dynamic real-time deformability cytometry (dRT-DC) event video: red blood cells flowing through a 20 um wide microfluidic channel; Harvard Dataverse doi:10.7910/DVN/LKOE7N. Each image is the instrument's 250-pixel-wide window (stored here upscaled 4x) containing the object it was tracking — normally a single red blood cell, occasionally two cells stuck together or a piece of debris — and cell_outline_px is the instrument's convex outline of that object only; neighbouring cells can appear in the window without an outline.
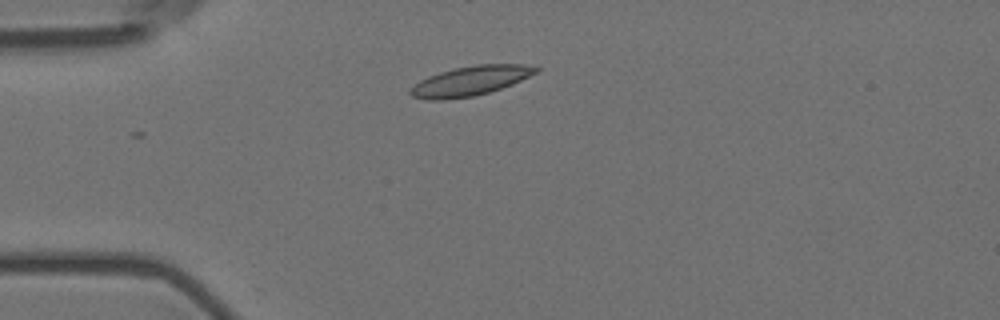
{"species": "Egyptian fruit bat (a non-hibernating species)", "species_latin": "Rousettus aegyptiacus", "temperature_condition": "room temperature", "stored_images_in_passage": 13, "camera_frame_rate_fps": 3000, "um_per_image_px": 0.085, "animal": {"sex": "female"}, "frame": {"image": 1, "passage_image": 2, "time_ms": 0.333, "image_size_px": [1000, 320], "cell_outline_px": [[540, 68], [536, 72], [512, 84], [488, 92], [472, 96], [444, 100], [428, 100], [412, 96], [408, 92], [420, 80], [428, 76], [452, 68], [476, 64], [524, 64]], "centroid_in_image_um": [39.95, 6.87], "position_along_channel_um": 45.1, "area_um2": 21.39}}
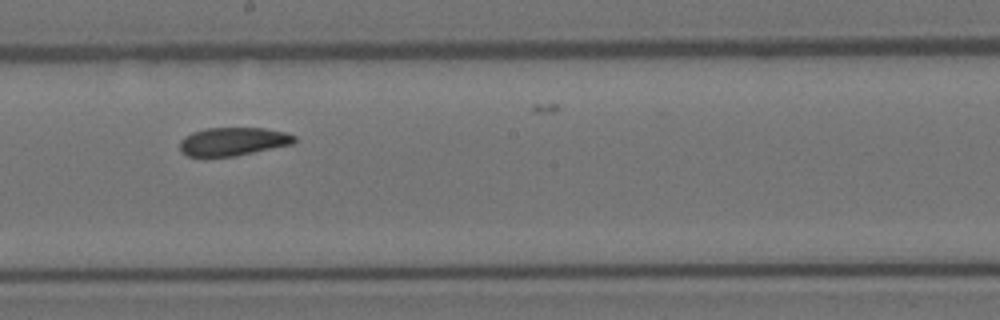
{"frame": {"image": 2, "passage_image": 7, "time_ms": 2.0, "image_size_px": [1000, 320], "cell_outline_px": [[296, 140], [292, 144], [236, 156], [204, 160], [188, 156], [180, 152], [180, 140], [184, 136], [192, 132], [204, 128], [264, 128], [284, 132], [296, 136]], "centroid_in_image_um": [19.71, 12.07], "position_along_channel_um": 228.5, "area_um2": 19.59}}
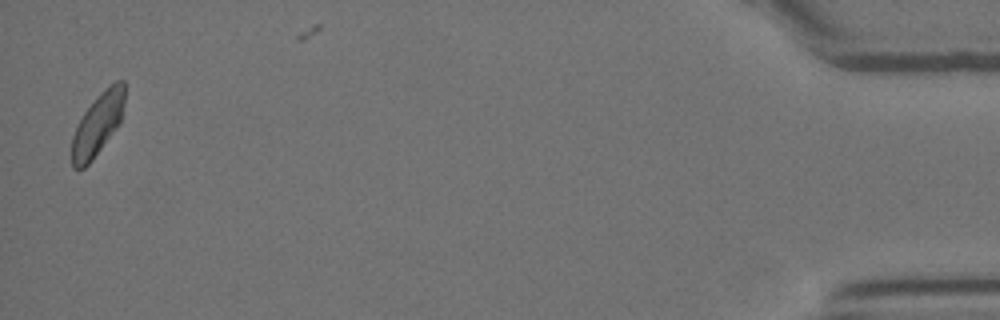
{"frame": {"image": 3, "passage_image": 13, "time_ms": 4.0, "image_size_px": [1000, 320], "cell_outline_px": [[124, 104], [120, 124], [92, 160], [84, 168], [72, 168], [72, 136], [84, 112], [100, 92], [116, 80], [124, 80]], "centroid_in_image_um": [8.32, 10.56], "position_along_channel_um": 426.9, "area_um2": 18.96}}